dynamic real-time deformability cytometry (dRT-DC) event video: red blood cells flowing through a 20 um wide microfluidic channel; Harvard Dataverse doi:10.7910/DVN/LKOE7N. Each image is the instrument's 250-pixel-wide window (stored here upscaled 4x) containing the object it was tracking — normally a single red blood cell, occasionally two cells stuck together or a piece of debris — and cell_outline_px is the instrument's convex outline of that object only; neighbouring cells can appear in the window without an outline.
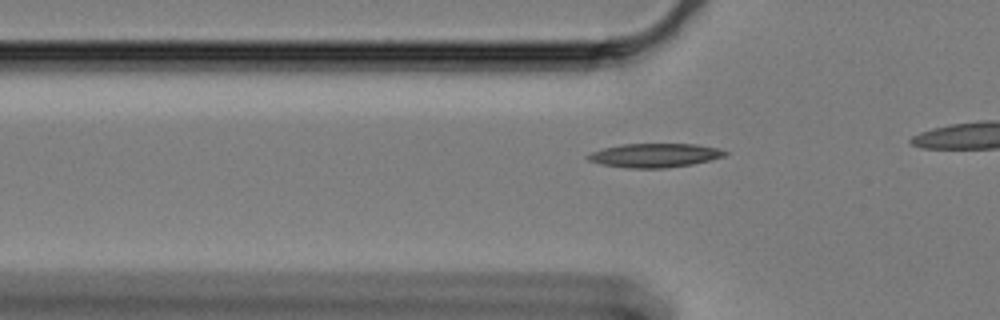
{"species": "Egyptian fruit bat (a non-hibernating species)", "species_latin": "Rousettus aegyptiacus", "temperature_condition": "cold", "stored_images_in_passage": 14, "camera_frame_rate_fps": 3000, "um_per_image_px": 0.085, "animal": {"sex": "female"}, "frame": {"image": 1, "passage_image": 7, "time_ms": 2.0, "image_size_px": [1000, 320], "cell_outline_px": [[728, 152], [724, 156], [692, 164], [664, 168], [628, 168], [600, 164], [588, 160], [584, 156], [592, 152], [604, 148], [624, 144], [696, 144], [716, 148]], "centroid_in_image_um": [55.6, 13.21], "position_along_channel_um": 70.2, "area_um2": 18.9}}
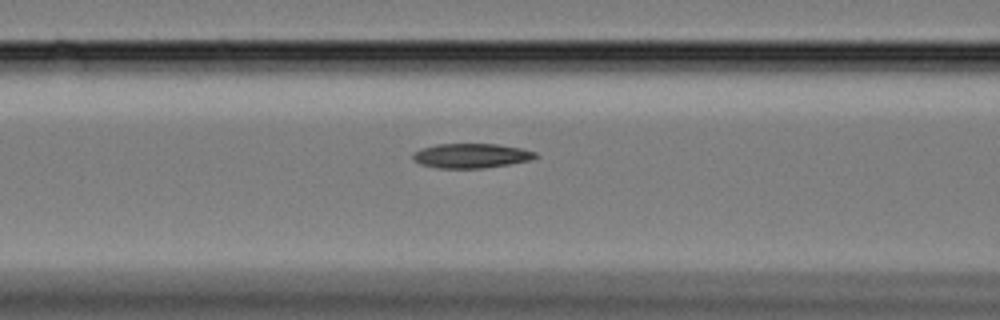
{"frame": {"image": 2, "passage_image": 12, "time_ms": 3.667, "image_size_px": [1000, 320], "cell_outline_px": [[540, 156], [528, 160], [508, 164], [484, 168], [436, 168], [420, 164], [412, 160], [412, 152], [420, 148], [436, 144], [496, 144], [520, 148], [536, 152]], "centroid_in_image_um": [39.99, 13.23], "position_along_channel_um": 126.6, "area_um2": 17.63}}